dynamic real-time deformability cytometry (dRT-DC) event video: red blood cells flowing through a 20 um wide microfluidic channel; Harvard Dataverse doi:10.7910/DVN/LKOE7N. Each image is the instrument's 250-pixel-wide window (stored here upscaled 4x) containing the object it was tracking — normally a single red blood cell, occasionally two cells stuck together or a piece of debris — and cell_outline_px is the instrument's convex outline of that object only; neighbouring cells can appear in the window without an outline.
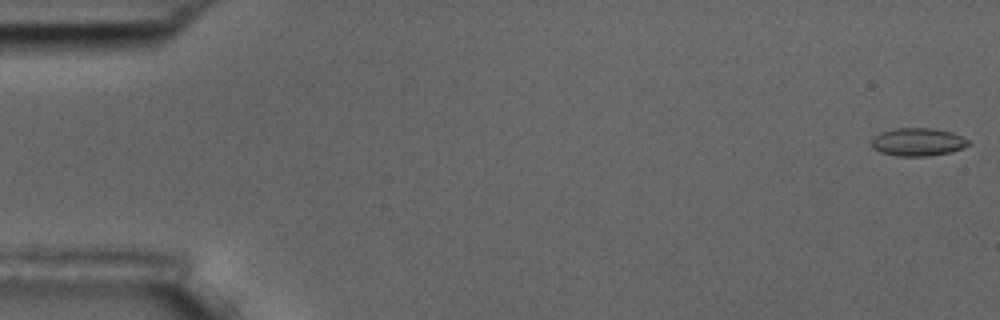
{"species": "common noctule bat (a hibernating species)", "species_latin": "Nyctalus noctula", "temperature_condition": "room temperature", "stored_images_in_passage": 13, "camera_frame_rate_fps": 3000, "um_per_image_px": 0.085, "animal": {"sex": "male", "body_mass_g": 17.5, "forearm_length_mm": 52.3}, "frame": {"image": 1, "passage_image": 1, "time_ms": 0.0, "image_size_px": [1000, 320], "cell_outline_px": [[972, 144], [964, 148], [952, 152], [928, 156], [896, 156], [880, 152], [872, 144], [872, 140], [880, 132], [896, 128], [928, 128], [952, 132], [968, 140]], "centroid_in_image_um": [78.06, 12.07], "position_along_channel_um": 6.9, "area_um2": 15.72}}